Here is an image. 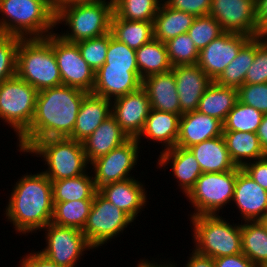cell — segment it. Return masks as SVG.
Here are the masks:
<instances>
[{"label": "cell", "mask_w": 267, "mask_h": 267, "mask_svg": "<svg viewBox=\"0 0 267 267\" xmlns=\"http://www.w3.org/2000/svg\"><path fill=\"white\" fill-rule=\"evenodd\" d=\"M87 93L66 85L38 91L33 120L18 138L20 151L27 152L38 140L70 137Z\"/></svg>", "instance_id": "1"}, {"label": "cell", "mask_w": 267, "mask_h": 267, "mask_svg": "<svg viewBox=\"0 0 267 267\" xmlns=\"http://www.w3.org/2000/svg\"><path fill=\"white\" fill-rule=\"evenodd\" d=\"M13 189L5 215L15 230L24 234L43 229L51 222L52 184L43 172L23 176Z\"/></svg>", "instance_id": "2"}, {"label": "cell", "mask_w": 267, "mask_h": 267, "mask_svg": "<svg viewBox=\"0 0 267 267\" xmlns=\"http://www.w3.org/2000/svg\"><path fill=\"white\" fill-rule=\"evenodd\" d=\"M16 75L37 91L62 85L50 35L21 38L17 49Z\"/></svg>", "instance_id": "3"}, {"label": "cell", "mask_w": 267, "mask_h": 267, "mask_svg": "<svg viewBox=\"0 0 267 267\" xmlns=\"http://www.w3.org/2000/svg\"><path fill=\"white\" fill-rule=\"evenodd\" d=\"M0 12L5 14L0 20L2 34L20 38H45L52 34L56 26V16L37 0H0Z\"/></svg>", "instance_id": "4"}, {"label": "cell", "mask_w": 267, "mask_h": 267, "mask_svg": "<svg viewBox=\"0 0 267 267\" xmlns=\"http://www.w3.org/2000/svg\"><path fill=\"white\" fill-rule=\"evenodd\" d=\"M113 13V0L60 6L55 17L56 25L65 21L71 32L58 36L71 43L103 36L110 32Z\"/></svg>", "instance_id": "5"}, {"label": "cell", "mask_w": 267, "mask_h": 267, "mask_svg": "<svg viewBox=\"0 0 267 267\" xmlns=\"http://www.w3.org/2000/svg\"><path fill=\"white\" fill-rule=\"evenodd\" d=\"M28 152L44 158L48 169L43 173L51 181L85 174L89 164L82 142L69 137L38 140Z\"/></svg>", "instance_id": "6"}, {"label": "cell", "mask_w": 267, "mask_h": 267, "mask_svg": "<svg viewBox=\"0 0 267 267\" xmlns=\"http://www.w3.org/2000/svg\"><path fill=\"white\" fill-rule=\"evenodd\" d=\"M190 219L197 253L213 259L242 253L241 225L233 227L218 214L191 216Z\"/></svg>", "instance_id": "7"}, {"label": "cell", "mask_w": 267, "mask_h": 267, "mask_svg": "<svg viewBox=\"0 0 267 267\" xmlns=\"http://www.w3.org/2000/svg\"><path fill=\"white\" fill-rule=\"evenodd\" d=\"M38 91L17 75L0 84V118L20 137L35 113Z\"/></svg>", "instance_id": "8"}, {"label": "cell", "mask_w": 267, "mask_h": 267, "mask_svg": "<svg viewBox=\"0 0 267 267\" xmlns=\"http://www.w3.org/2000/svg\"><path fill=\"white\" fill-rule=\"evenodd\" d=\"M235 181L236 168L225 172L202 173L186 195L196 209L191 216L216 215L233 199Z\"/></svg>", "instance_id": "9"}, {"label": "cell", "mask_w": 267, "mask_h": 267, "mask_svg": "<svg viewBox=\"0 0 267 267\" xmlns=\"http://www.w3.org/2000/svg\"><path fill=\"white\" fill-rule=\"evenodd\" d=\"M131 222L133 220L124 211L97 191L82 232L89 245L96 248L109 239H114V236L123 232Z\"/></svg>", "instance_id": "10"}, {"label": "cell", "mask_w": 267, "mask_h": 267, "mask_svg": "<svg viewBox=\"0 0 267 267\" xmlns=\"http://www.w3.org/2000/svg\"><path fill=\"white\" fill-rule=\"evenodd\" d=\"M50 45L57 60L62 85L92 92L95 72L82 58L78 45L64 41L56 33L50 34Z\"/></svg>", "instance_id": "11"}, {"label": "cell", "mask_w": 267, "mask_h": 267, "mask_svg": "<svg viewBox=\"0 0 267 267\" xmlns=\"http://www.w3.org/2000/svg\"><path fill=\"white\" fill-rule=\"evenodd\" d=\"M44 229L47 231L45 237L47 247L40 250V253L61 267H74L83 251L93 249L82 230L52 222Z\"/></svg>", "instance_id": "12"}, {"label": "cell", "mask_w": 267, "mask_h": 267, "mask_svg": "<svg viewBox=\"0 0 267 267\" xmlns=\"http://www.w3.org/2000/svg\"><path fill=\"white\" fill-rule=\"evenodd\" d=\"M136 138H130L121 146L111 150L90 164L94 167L93 180L97 190L109 183L123 181L129 178V172L137 164L138 144Z\"/></svg>", "instance_id": "13"}, {"label": "cell", "mask_w": 267, "mask_h": 267, "mask_svg": "<svg viewBox=\"0 0 267 267\" xmlns=\"http://www.w3.org/2000/svg\"><path fill=\"white\" fill-rule=\"evenodd\" d=\"M251 38L245 34L224 31L199 51L197 65L215 81Z\"/></svg>", "instance_id": "14"}, {"label": "cell", "mask_w": 267, "mask_h": 267, "mask_svg": "<svg viewBox=\"0 0 267 267\" xmlns=\"http://www.w3.org/2000/svg\"><path fill=\"white\" fill-rule=\"evenodd\" d=\"M211 15L225 32L256 37L259 26L255 16V0H211Z\"/></svg>", "instance_id": "15"}, {"label": "cell", "mask_w": 267, "mask_h": 267, "mask_svg": "<svg viewBox=\"0 0 267 267\" xmlns=\"http://www.w3.org/2000/svg\"><path fill=\"white\" fill-rule=\"evenodd\" d=\"M113 100L111 115L129 138H137L151 109L147 92L141 86L138 90Z\"/></svg>", "instance_id": "16"}, {"label": "cell", "mask_w": 267, "mask_h": 267, "mask_svg": "<svg viewBox=\"0 0 267 267\" xmlns=\"http://www.w3.org/2000/svg\"><path fill=\"white\" fill-rule=\"evenodd\" d=\"M232 201L239 208L244 221H261L267 215V190L240 167H236Z\"/></svg>", "instance_id": "17"}, {"label": "cell", "mask_w": 267, "mask_h": 267, "mask_svg": "<svg viewBox=\"0 0 267 267\" xmlns=\"http://www.w3.org/2000/svg\"><path fill=\"white\" fill-rule=\"evenodd\" d=\"M180 104V115L197 111L199 101L213 82L197 65H180L172 67Z\"/></svg>", "instance_id": "18"}, {"label": "cell", "mask_w": 267, "mask_h": 267, "mask_svg": "<svg viewBox=\"0 0 267 267\" xmlns=\"http://www.w3.org/2000/svg\"><path fill=\"white\" fill-rule=\"evenodd\" d=\"M223 134V123L198 111L181 115L179 136L176 146L189 148L202 141L219 137Z\"/></svg>", "instance_id": "19"}, {"label": "cell", "mask_w": 267, "mask_h": 267, "mask_svg": "<svg viewBox=\"0 0 267 267\" xmlns=\"http://www.w3.org/2000/svg\"><path fill=\"white\" fill-rule=\"evenodd\" d=\"M98 192L124 211L133 221L147 200L143 185L133 177L106 184L100 187Z\"/></svg>", "instance_id": "20"}, {"label": "cell", "mask_w": 267, "mask_h": 267, "mask_svg": "<svg viewBox=\"0 0 267 267\" xmlns=\"http://www.w3.org/2000/svg\"><path fill=\"white\" fill-rule=\"evenodd\" d=\"M142 86L139 71L118 68H99L95 73L92 93L112 100L138 90Z\"/></svg>", "instance_id": "21"}, {"label": "cell", "mask_w": 267, "mask_h": 267, "mask_svg": "<svg viewBox=\"0 0 267 267\" xmlns=\"http://www.w3.org/2000/svg\"><path fill=\"white\" fill-rule=\"evenodd\" d=\"M111 100L88 92L80 105L76 123L69 137L82 142L111 115Z\"/></svg>", "instance_id": "22"}, {"label": "cell", "mask_w": 267, "mask_h": 267, "mask_svg": "<svg viewBox=\"0 0 267 267\" xmlns=\"http://www.w3.org/2000/svg\"><path fill=\"white\" fill-rule=\"evenodd\" d=\"M129 139L116 119L110 115L91 135L82 141L87 162L91 163L95 159L107 155Z\"/></svg>", "instance_id": "23"}, {"label": "cell", "mask_w": 267, "mask_h": 267, "mask_svg": "<svg viewBox=\"0 0 267 267\" xmlns=\"http://www.w3.org/2000/svg\"><path fill=\"white\" fill-rule=\"evenodd\" d=\"M151 109L180 115V104L173 71L153 74L142 80Z\"/></svg>", "instance_id": "24"}, {"label": "cell", "mask_w": 267, "mask_h": 267, "mask_svg": "<svg viewBox=\"0 0 267 267\" xmlns=\"http://www.w3.org/2000/svg\"><path fill=\"white\" fill-rule=\"evenodd\" d=\"M160 154L158 165L160 167L167 165L172 160V172H174V176L180 182L178 185L187 195L202 174L197 159L188 148L179 146H175L169 150H163Z\"/></svg>", "instance_id": "25"}, {"label": "cell", "mask_w": 267, "mask_h": 267, "mask_svg": "<svg viewBox=\"0 0 267 267\" xmlns=\"http://www.w3.org/2000/svg\"><path fill=\"white\" fill-rule=\"evenodd\" d=\"M197 159L202 173L234 170L223 135L211 138L188 148Z\"/></svg>", "instance_id": "26"}, {"label": "cell", "mask_w": 267, "mask_h": 267, "mask_svg": "<svg viewBox=\"0 0 267 267\" xmlns=\"http://www.w3.org/2000/svg\"><path fill=\"white\" fill-rule=\"evenodd\" d=\"M181 115L164 112L156 109H150L145 121L143 130L136 138L140 141L141 136H146L151 140L165 143L164 150L172 149L176 146L179 136V125Z\"/></svg>", "instance_id": "27"}, {"label": "cell", "mask_w": 267, "mask_h": 267, "mask_svg": "<svg viewBox=\"0 0 267 267\" xmlns=\"http://www.w3.org/2000/svg\"><path fill=\"white\" fill-rule=\"evenodd\" d=\"M237 101V89L221 86L213 81L202 95L197 111L224 123Z\"/></svg>", "instance_id": "28"}, {"label": "cell", "mask_w": 267, "mask_h": 267, "mask_svg": "<svg viewBox=\"0 0 267 267\" xmlns=\"http://www.w3.org/2000/svg\"><path fill=\"white\" fill-rule=\"evenodd\" d=\"M195 18L187 12L172 9L161 3L153 21L154 38L165 43L180 34L187 33Z\"/></svg>", "instance_id": "29"}, {"label": "cell", "mask_w": 267, "mask_h": 267, "mask_svg": "<svg viewBox=\"0 0 267 267\" xmlns=\"http://www.w3.org/2000/svg\"><path fill=\"white\" fill-rule=\"evenodd\" d=\"M229 156L236 167L242 168L248 159L258 160L267 156L256 133L223 131Z\"/></svg>", "instance_id": "30"}, {"label": "cell", "mask_w": 267, "mask_h": 267, "mask_svg": "<svg viewBox=\"0 0 267 267\" xmlns=\"http://www.w3.org/2000/svg\"><path fill=\"white\" fill-rule=\"evenodd\" d=\"M110 32L118 41L135 50L154 38L153 21L124 20L114 13L111 18Z\"/></svg>", "instance_id": "31"}, {"label": "cell", "mask_w": 267, "mask_h": 267, "mask_svg": "<svg viewBox=\"0 0 267 267\" xmlns=\"http://www.w3.org/2000/svg\"><path fill=\"white\" fill-rule=\"evenodd\" d=\"M136 59L140 78L172 70L165 43L153 38L136 49Z\"/></svg>", "instance_id": "32"}, {"label": "cell", "mask_w": 267, "mask_h": 267, "mask_svg": "<svg viewBox=\"0 0 267 267\" xmlns=\"http://www.w3.org/2000/svg\"><path fill=\"white\" fill-rule=\"evenodd\" d=\"M242 253L258 267L267 266V229L261 221L241 224Z\"/></svg>", "instance_id": "33"}, {"label": "cell", "mask_w": 267, "mask_h": 267, "mask_svg": "<svg viewBox=\"0 0 267 267\" xmlns=\"http://www.w3.org/2000/svg\"><path fill=\"white\" fill-rule=\"evenodd\" d=\"M53 202L93 200L98 191L93 176L82 174L74 178L51 181Z\"/></svg>", "instance_id": "34"}, {"label": "cell", "mask_w": 267, "mask_h": 267, "mask_svg": "<svg viewBox=\"0 0 267 267\" xmlns=\"http://www.w3.org/2000/svg\"><path fill=\"white\" fill-rule=\"evenodd\" d=\"M256 52V37L251 38L239 51L233 61L215 80L221 86L239 89L244 85L247 71L252 65Z\"/></svg>", "instance_id": "35"}, {"label": "cell", "mask_w": 267, "mask_h": 267, "mask_svg": "<svg viewBox=\"0 0 267 267\" xmlns=\"http://www.w3.org/2000/svg\"><path fill=\"white\" fill-rule=\"evenodd\" d=\"M93 200H74L67 202H53L51 222L60 226H67L83 230L92 206Z\"/></svg>", "instance_id": "36"}, {"label": "cell", "mask_w": 267, "mask_h": 267, "mask_svg": "<svg viewBox=\"0 0 267 267\" xmlns=\"http://www.w3.org/2000/svg\"><path fill=\"white\" fill-rule=\"evenodd\" d=\"M159 3V0H113V12L124 20L154 21Z\"/></svg>", "instance_id": "37"}, {"label": "cell", "mask_w": 267, "mask_h": 267, "mask_svg": "<svg viewBox=\"0 0 267 267\" xmlns=\"http://www.w3.org/2000/svg\"><path fill=\"white\" fill-rule=\"evenodd\" d=\"M263 113L254 107L237 101L223 123V131H240L256 133Z\"/></svg>", "instance_id": "38"}, {"label": "cell", "mask_w": 267, "mask_h": 267, "mask_svg": "<svg viewBox=\"0 0 267 267\" xmlns=\"http://www.w3.org/2000/svg\"><path fill=\"white\" fill-rule=\"evenodd\" d=\"M168 58L173 67L197 64L199 50L187 33L180 34L165 42Z\"/></svg>", "instance_id": "39"}, {"label": "cell", "mask_w": 267, "mask_h": 267, "mask_svg": "<svg viewBox=\"0 0 267 267\" xmlns=\"http://www.w3.org/2000/svg\"><path fill=\"white\" fill-rule=\"evenodd\" d=\"M100 68H118L127 69V71H139L136 50L118 41L112 36L111 32H109L107 56L105 63Z\"/></svg>", "instance_id": "40"}, {"label": "cell", "mask_w": 267, "mask_h": 267, "mask_svg": "<svg viewBox=\"0 0 267 267\" xmlns=\"http://www.w3.org/2000/svg\"><path fill=\"white\" fill-rule=\"evenodd\" d=\"M223 32L217 20L208 14L196 17L187 34L200 51Z\"/></svg>", "instance_id": "41"}, {"label": "cell", "mask_w": 267, "mask_h": 267, "mask_svg": "<svg viewBox=\"0 0 267 267\" xmlns=\"http://www.w3.org/2000/svg\"><path fill=\"white\" fill-rule=\"evenodd\" d=\"M81 52L82 58L96 73L103 66L109 47V33L91 39H85L76 42Z\"/></svg>", "instance_id": "42"}, {"label": "cell", "mask_w": 267, "mask_h": 267, "mask_svg": "<svg viewBox=\"0 0 267 267\" xmlns=\"http://www.w3.org/2000/svg\"><path fill=\"white\" fill-rule=\"evenodd\" d=\"M21 38L0 33V84L16 75L17 49Z\"/></svg>", "instance_id": "43"}, {"label": "cell", "mask_w": 267, "mask_h": 267, "mask_svg": "<svg viewBox=\"0 0 267 267\" xmlns=\"http://www.w3.org/2000/svg\"><path fill=\"white\" fill-rule=\"evenodd\" d=\"M267 83V41L256 37V52L244 84Z\"/></svg>", "instance_id": "44"}, {"label": "cell", "mask_w": 267, "mask_h": 267, "mask_svg": "<svg viewBox=\"0 0 267 267\" xmlns=\"http://www.w3.org/2000/svg\"><path fill=\"white\" fill-rule=\"evenodd\" d=\"M237 91L238 101L267 114V83L244 84Z\"/></svg>", "instance_id": "45"}, {"label": "cell", "mask_w": 267, "mask_h": 267, "mask_svg": "<svg viewBox=\"0 0 267 267\" xmlns=\"http://www.w3.org/2000/svg\"><path fill=\"white\" fill-rule=\"evenodd\" d=\"M164 3L172 9L195 17L208 15L211 8V0H167Z\"/></svg>", "instance_id": "46"}, {"label": "cell", "mask_w": 267, "mask_h": 267, "mask_svg": "<svg viewBox=\"0 0 267 267\" xmlns=\"http://www.w3.org/2000/svg\"><path fill=\"white\" fill-rule=\"evenodd\" d=\"M252 162L247 161L242 169L262 188L267 190V156Z\"/></svg>", "instance_id": "47"}, {"label": "cell", "mask_w": 267, "mask_h": 267, "mask_svg": "<svg viewBox=\"0 0 267 267\" xmlns=\"http://www.w3.org/2000/svg\"><path fill=\"white\" fill-rule=\"evenodd\" d=\"M215 267H258L243 253L214 258Z\"/></svg>", "instance_id": "48"}, {"label": "cell", "mask_w": 267, "mask_h": 267, "mask_svg": "<svg viewBox=\"0 0 267 267\" xmlns=\"http://www.w3.org/2000/svg\"><path fill=\"white\" fill-rule=\"evenodd\" d=\"M19 267H61L47 257H45L39 251L36 253H30L21 261V266Z\"/></svg>", "instance_id": "49"}, {"label": "cell", "mask_w": 267, "mask_h": 267, "mask_svg": "<svg viewBox=\"0 0 267 267\" xmlns=\"http://www.w3.org/2000/svg\"><path fill=\"white\" fill-rule=\"evenodd\" d=\"M192 253L186 267H215L213 258L199 254L195 250Z\"/></svg>", "instance_id": "50"}, {"label": "cell", "mask_w": 267, "mask_h": 267, "mask_svg": "<svg viewBox=\"0 0 267 267\" xmlns=\"http://www.w3.org/2000/svg\"><path fill=\"white\" fill-rule=\"evenodd\" d=\"M255 16L258 26L267 19V0H255Z\"/></svg>", "instance_id": "51"}, {"label": "cell", "mask_w": 267, "mask_h": 267, "mask_svg": "<svg viewBox=\"0 0 267 267\" xmlns=\"http://www.w3.org/2000/svg\"><path fill=\"white\" fill-rule=\"evenodd\" d=\"M256 134L260 140V144L264 152L267 154V114L263 115L261 124L259 125Z\"/></svg>", "instance_id": "52"}, {"label": "cell", "mask_w": 267, "mask_h": 267, "mask_svg": "<svg viewBox=\"0 0 267 267\" xmlns=\"http://www.w3.org/2000/svg\"><path fill=\"white\" fill-rule=\"evenodd\" d=\"M42 2L55 16L59 9L58 0H37Z\"/></svg>", "instance_id": "53"}, {"label": "cell", "mask_w": 267, "mask_h": 267, "mask_svg": "<svg viewBox=\"0 0 267 267\" xmlns=\"http://www.w3.org/2000/svg\"><path fill=\"white\" fill-rule=\"evenodd\" d=\"M257 38L267 41V19L259 26Z\"/></svg>", "instance_id": "54"}, {"label": "cell", "mask_w": 267, "mask_h": 267, "mask_svg": "<svg viewBox=\"0 0 267 267\" xmlns=\"http://www.w3.org/2000/svg\"><path fill=\"white\" fill-rule=\"evenodd\" d=\"M137 267H175V265H172L170 263L166 264V265H164V264H162V265L159 264L158 265L156 262L155 263H151L150 261L148 262V261L142 260V262H140Z\"/></svg>", "instance_id": "55"}, {"label": "cell", "mask_w": 267, "mask_h": 267, "mask_svg": "<svg viewBox=\"0 0 267 267\" xmlns=\"http://www.w3.org/2000/svg\"><path fill=\"white\" fill-rule=\"evenodd\" d=\"M103 0H58L59 7L63 5H69L73 3H86V2H99Z\"/></svg>", "instance_id": "56"}, {"label": "cell", "mask_w": 267, "mask_h": 267, "mask_svg": "<svg viewBox=\"0 0 267 267\" xmlns=\"http://www.w3.org/2000/svg\"><path fill=\"white\" fill-rule=\"evenodd\" d=\"M261 222L263 223V225L266 227L267 229V215L261 220Z\"/></svg>", "instance_id": "57"}]
</instances>
